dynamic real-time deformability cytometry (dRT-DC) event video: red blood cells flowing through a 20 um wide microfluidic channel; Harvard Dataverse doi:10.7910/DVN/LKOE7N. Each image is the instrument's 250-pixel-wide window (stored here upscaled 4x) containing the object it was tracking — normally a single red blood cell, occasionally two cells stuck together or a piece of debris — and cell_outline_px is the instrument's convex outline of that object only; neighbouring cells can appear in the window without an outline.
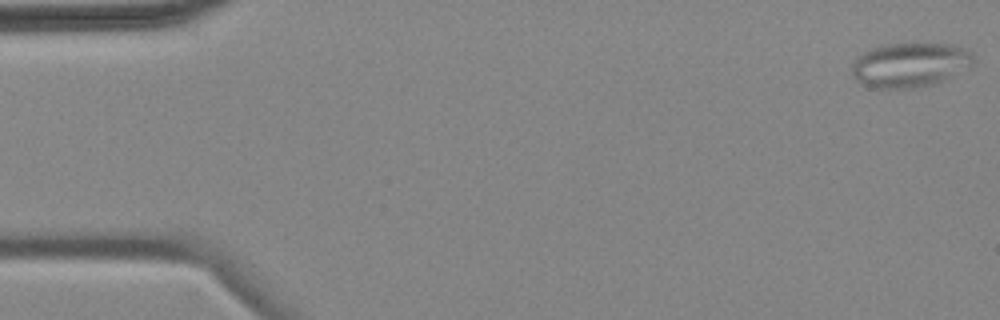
{"species": "common noctule bat (a hibernating species)", "species_latin": "Nyctalus noctula", "temperature_condition": "cold", "stored_images_in_passage": 4, "camera_frame_rate_fps": 3000, "um_per_image_px": 0.085, "animal": {"sex": "female", "body_mass_g": 18.4}, "frame": {"image": 1, "passage_image": 1, "time_ms": 0.0, "image_size_px": [1000, 320], "cell_outline_px": [[972, 60], [968, 64], [948, 76], [932, 84], [920, 88], [876, 88], [864, 84], [856, 80], [852, 76], [852, 64], [856, 56], [872, 48], [884, 44], [916, 40], [952, 44], [972, 52]], "centroid_in_image_um": [77.25, 5.45], "position_along_channel_um": 7.7, "area_um2": 31.73}}